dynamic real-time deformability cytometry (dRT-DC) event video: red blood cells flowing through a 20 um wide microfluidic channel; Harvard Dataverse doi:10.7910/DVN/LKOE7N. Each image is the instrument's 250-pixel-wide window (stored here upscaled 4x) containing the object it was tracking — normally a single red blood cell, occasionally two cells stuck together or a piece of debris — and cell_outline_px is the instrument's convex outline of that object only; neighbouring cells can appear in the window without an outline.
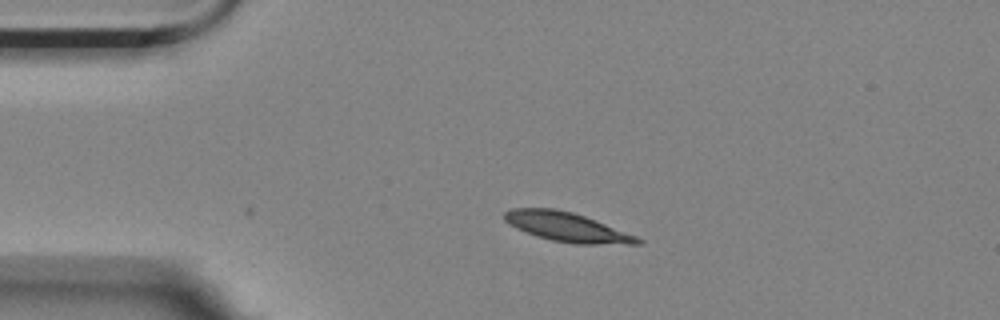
{"species": "Egyptian fruit bat (a non-hibernating species)", "species_latin": "Rousettus aegyptiacus", "temperature_condition": "room temperature", "stored_images_in_passage": 13, "camera_frame_rate_fps": 3000, "um_per_image_px": 0.085, "animal": {"sex": "female"}, "frame": {"image": 1, "passage_image": 1, "time_ms": 0.0, "image_size_px": [1000, 320], "cell_outline_px": [[644, 244], [576, 244], [552, 240], [536, 236], [516, 228], [508, 224], [504, 220], [504, 212], [512, 208], [556, 208], [572, 212], [584, 216], [636, 236], [644, 240]], "centroid_in_image_um": [48.17, 19.3], "position_along_channel_um": 36.8, "area_um2": 22.6}}
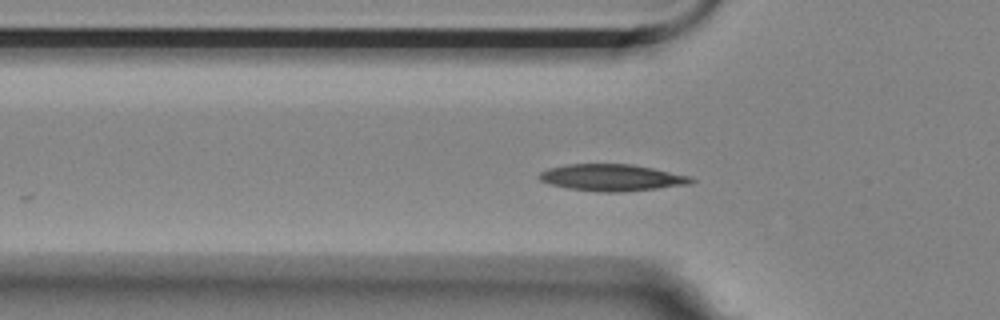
{"frame": {"image": 2, "passage_image": 7, "time_ms": 2.0, "image_size_px": [1000, 320], "cell_outline_px": [[696, 180], [692, 184], [620, 192], [600, 192], [568, 188], [548, 184], [540, 180], [536, 176], [540, 172], [548, 168], [568, 164], [632, 164], [692, 176]], "centroid_in_image_um": [52.0, 15.09], "position_along_channel_um": 73.8, "area_um2": 23.76}}
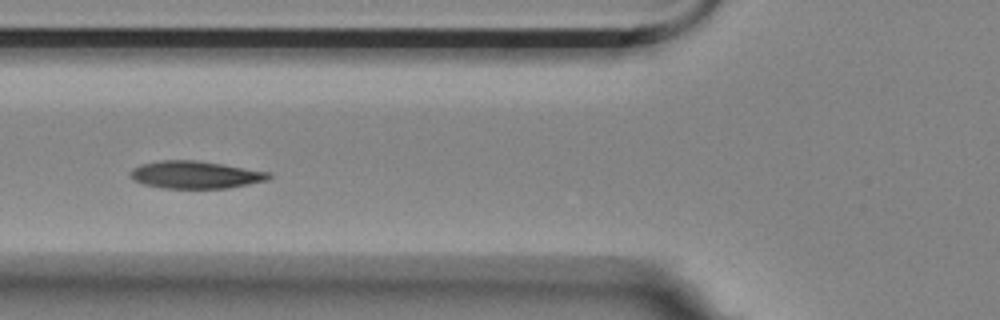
{"frame": {"image": 3, "passage_image": 10, "time_ms": 3.0, "image_size_px": [1000, 320], "cell_outline_px": [[276, 176], [268, 180], [228, 188], [160, 188], [144, 184], [132, 180], [128, 172], [132, 168], [140, 164], [164, 160], [196, 160], [272, 172]], "centroid_in_image_um": [16.62, 14.85], "position_along_channel_um": 109.2, "area_um2": 22.43}}